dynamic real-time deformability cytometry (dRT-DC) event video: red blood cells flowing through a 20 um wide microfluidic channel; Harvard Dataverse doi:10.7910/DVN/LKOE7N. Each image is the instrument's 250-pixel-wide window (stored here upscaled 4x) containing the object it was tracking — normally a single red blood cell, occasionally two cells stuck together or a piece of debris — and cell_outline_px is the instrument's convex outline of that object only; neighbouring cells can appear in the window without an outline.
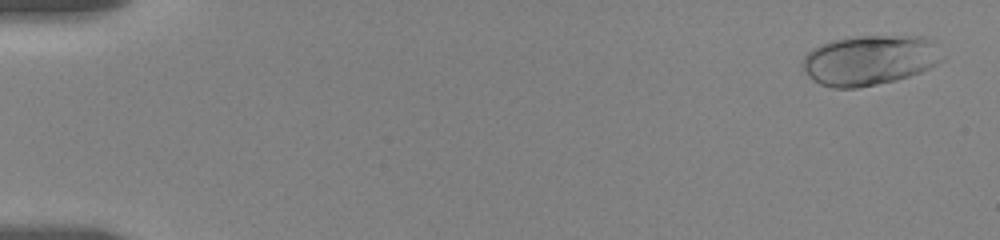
{"species": "human", "species_latin": "Homo sapiens", "temperature_condition": "room temperature", "stored_images_in_passage": 9, "camera_frame_rate_fps": 3000, "um_per_image_px": 0.085, "donor": {"sex": "female"}, "frame": {"image": 1, "passage_image": 2, "time_ms": 0.333, "image_size_px": [1000, 240], "cell_outline_px": [[944, 60], [920, 72], [896, 80], [856, 88], [832, 88], [820, 84], [812, 80], [804, 72], [804, 56], [812, 48], [820, 44], [832, 40], [856, 36], [928, 36], [944, 56]], "centroid_in_image_um": [73.92, 5.11], "position_along_channel_um": 11.1, "area_um2": 40.81}}